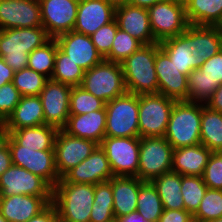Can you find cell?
Segmentation results:
<instances>
[{"mask_svg":"<svg viewBox=\"0 0 222 222\" xmlns=\"http://www.w3.org/2000/svg\"><path fill=\"white\" fill-rule=\"evenodd\" d=\"M80 87L106 103L127 92L121 63L103 60L85 71Z\"/></svg>","mask_w":222,"mask_h":222,"instance_id":"52a82bcc","label":"cell"},{"mask_svg":"<svg viewBox=\"0 0 222 222\" xmlns=\"http://www.w3.org/2000/svg\"><path fill=\"white\" fill-rule=\"evenodd\" d=\"M173 147L165 137H140L137 178L152 181L172 171Z\"/></svg>","mask_w":222,"mask_h":222,"instance_id":"9c48e42d","label":"cell"},{"mask_svg":"<svg viewBox=\"0 0 222 222\" xmlns=\"http://www.w3.org/2000/svg\"><path fill=\"white\" fill-rule=\"evenodd\" d=\"M163 210L156 187L152 182L144 181L139 187L137 213L147 222H158Z\"/></svg>","mask_w":222,"mask_h":222,"instance_id":"d6a6232c","label":"cell"},{"mask_svg":"<svg viewBox=\"0 0 222 222\" xmlns=\"http://www.w3.org/2000/svg\"><path fill=\"white\" fill-rule=\"evenodd\" d=\"M6 131H5V121L0 117V141L5 138Z\"/></svg>","mask_w":222,"mask_h":222,"instance_id":"db71d44e","label":"cell"},{"mask_svg":"<svg viewBox=\"0 0 222 222\" xmlns=\"http://www.w3.org/2000/svg\"><path fill=\"white\" fill-rule=\"evenodd\" d=\"M20 99L21 94L12 82L0 87V117L4 121L11 115Z\"/></svg>","mask_w":222,"mask_h":222,"instance_id":"7bdbcfd3","label":"cell"},{"mask_svg":"<svg viewBox=\"0 0 222 222\" xmlns=\"http://www.w3.org/2000/svg\"><path fill=\"white\" fill-rule=\"evenodd\" d=\"M47 80L46 76L27 67L14 73L12 83L21 96H31L39 95Z\"/></svg>","mask_w":222,"mask_h":222,"instance_id":"74e56055","label":"cell"},{"mask_svg":"<svg viewBox=\"0 0 222 222\" xmlns=\"http://www.w3.org/2000/svg\"><path fill=\"white\" fill-rule=\"evenodd\" d=\"M212 154L203 144L173 150L172 171L180 175L202 176Z\"/></svg>","mask_w":222,"mask_h":222,"instance_id":"4316f807","label":"cell"},{"mask_svg":"<svg viewBox=\"0 0 222 222\" xmlns=\"http://www.w3.org/2000/svg\"><path fill=\"white\" fill-rule=\"evenodd\" d=\"M115 19V7L105 0H79L74 31L92 35Z\"/></svg>","mask_w":222,"mask_h":222,"instance_id":"7402d4cb","label":"cell"},{"mask_svg":"<svg viewBox=\"0 0 222 222\" xmlns=\"http://www.w3.org/2000/svg\"><path fill=\"white\" fill-rule=\"evenodd\" d=\"M51 37L43 26L0 30V57L15 72L27 68L28 56Z\"/></svg>","mask_w":222,"mask_h":222,"instance_id":"3957f363","label":"cell"},{"mask_svg":"<svg viewBox=\"0 0 222 222\" xmlns=\"http://www.w3.org/2000/svg\"><path fill=\"white\" fill-rule=\"evenodd\" d=\"M15 71L0 57V87L13 81Z\"/></svg>","mask_w":222,"mask_h":222,"instance_id":"681fc988","label":"cell"},{"mask_svg":"<svg viewBox=\"0 0 222 222\" xmlns=\"http://www.w3.org/2000/svg\"><path fill=\"white\" fill-rule=\"evenodd\" d=\"M115 20L119 29L129 33L143 45L157 43L150 27L147 8L129 4L115 7Z\"/></svg>","mask_w":222,"mask_h":222,"instance_id":"603a6c76","label":"cell"},{"mask_svg":"<svg viewBox=\"0 0 222 222\" xmlns=\"http://www.w3.org/2000/svg\"><path fill=\"white\" fill-rule=\"evenodd\" d=\"M118 222H147L137 212L122 216L117 219Z\"/></svg>","mask_w":222,"mask_h":222,"instance_id":"f5cc1de1","label":"cell"},{"mask_svg":"<svg viewBox=\"0 0 222 222\" xmlns=\"http://www.w3.org/2000/svg\"><path fill=\"white\" fill-rule=\"evenodd\" d=\"M115 219L113 208L92 207L90 222H109Z\"/></svg>","mask_w":222,"mask_h":222,"instance_id":"bcb514c9","label":"cell"},{"mask_svg":"<svg viewBox=\"0 0 222 222\" xmlns=\"http://www.w3.org/2000/svg\"><path fill=\"white\" fill-rule=\"evenodd\" d=\"M71 136L88 139L101 144L106 130V108L86 114L69 115L63 128Z\"/></svg>","mask_w":222,"mask_h":222,"instance_id":"d4e9b609","label":"cell"},{"mask_svg":"<svg viewBox=\"0 0 222 222\" xmlns=\"http://www.w3.org/2000/svg\"><path fill=\"white\" fill-rule=\"evenodd\" d=\"M175 102L159 93L139 95L140 137H164Z\"/></svg>","mask_w":222,"mask_h":222,"instance_id":"ba28073f","label":"cell"},{"mask_svg":"<svg viewBox=\"0 0 222 222\" xmlns=\"http://www.w3.org/2000/svg\"><path fill=\"white\" fill-rule=\"evenodd\" d=\"M194 218L210 221L222 217V190L207 188Z\"/></svg>","mask_w":222,"mask_h":222,"instance_id":"ab89813d","label":"cell"},{"mask_svg":"<svg viewBox=\"0 0 222 222\" xmlns=\"http://www.w3.org/2000/svg\"><path fill=\"white\" fill-rule=\"evenodd\" d=\"M59 218L55 206L50 203L43 211L38 215L32 217L27 222H56Z\"/></svg>","mask_w":222,"mask_h":222,"instance_id":"7dc6e473","label":"cell"},{"mask_svg":"<svg viewBox=\"0 0 222 222\" xmlns=\"http://www.w3.org/2000/svg\"><path fill=\"white\" fill-rule=\"evenodd\" d=\"M155 71L158 78L159 94L175 101H187V75L178 70L161 48L156 53Z\"/></svg>","mask_w":222,"mask_h":222,"instance_id":"44dd1931","label":"cell"},{"mask_svg":"<svg viewBox=\"0 0 222 222\" xmlns=\"http://www.w3.org/2000/svg\"><path fill=\"white\" fill-rule=\"evenodd\" d=\"M118 25L114 19L107 25L101 26L95 33L90 35L92 43L97 51L105 58L111 51L113 40L116 36Z\"/></svg>","mask_w":222,"mask_h":222,"instance_id":"60d3db41","label":"cell"},{"mask_svg":"<svg viewBox=\"0 0 222 222\" xmlns=\"http://www.w3.org/2000/svg\"><path fill=\"white\" fill-rule=\"evenodd\" d=\"M202 103L176 101L164 135L173 149L201 143Z\"/></svg>","mask_w":222,"mask_h":222,"instance_id":"5b68a950","label":"cell"},{"mask_svg":"<svg viewBox=\"0 0 222 222\" xmlns=\"http://www.w3.org/2000/svg\"><path fill=\"white\" fill-rule=\"evenodd\" d=\"M144 181L137 177L113 176V210L115 219L137 212L139 187Z\"/></svg>","mask_w":222,"mask_h":222,"instance_id":"83f0119b","label":"cell"},{"mask_svg":"<svg viewBox=\"0 0 222 222\" xmlns=\"http://www.w3.org/2000/svg\"><path fill=\"white\" fill-rule=\"evenodd\" d=\"M106 102L85 91L80 86H72L70 93V115L86 114L91 111L104 109Z\"/></svg>","mask_w":222,"mask_h":222,"instance_id":"8d00e7d4","label":"cell"},{"mask_svg":"<svg viewBox=\"0 0 222 222\" xmlns=\"http://www.w3.org/2000/svg\"><path fill=\"white\" fill-rule=\"evenodd\" d=\"M188 24L216 26L222 20V0H184Z\"/></svg>","mask_w":222,"mask_h":222,"instance_id":"f546056e","label":"cell"},{"mask_svg":"<svg viewBox=\"0 0 222 222\" xmlns=\"http://www.w3.org/2000/svg\"><path fill=\"white\" fill-rule=\"evenodd\" d=\"M143 44L129 33L117 29L110 53L104 58L106 61L121 63Z\"/></svg>","mask_w":222,"mask_h":222,"instance_id":"f35d334b","label":"cell"},{"mask_svg":"<svg viewBox=\"0 0 222 222\" xmlns=\"http://www.w3.org/2000/svg\"><path fill=\"white\" fill-rule=\"evenodd\" d=\"M202 178L209 189L222 190V151L212 152Z\"/></svg>","mask_w":222,"mask_h":222,"instance_id":"b9f144b4","label":"cell"},{"mask_svg":"<svg viewBox=\"0 0 222 222\" xmlns=\"http://www.w3.org/2000/svg\"><path fill=\"white\" fill-rule=\"evenodd\" d=\"M92 207L113 208L112 178L95 185Z\"/></svg>","mask_w":222,"mask_h":222,"instance_id":"ee69618b","label":"cell"},{"mask_svg":"<svg viewBox=\"0 0 222 222\" xmlns=\"http://www.w3.org/2000/svg\"><path fill=\"white\" fill-rule=\"evenodd\" d=\"M160 1L164 0H128L127 4L148 9L149 7Z\"/></svg>","mask_w":222,"mask_h":222,"instance_id":"816d5d0a","label":"cell"},{"mask_svg":"<svg viewBox=\"0 0 222 222\" xmlns=\"http://www.w3.org/2000/svg\"><path fill=\"white\" fill-rule=\"evenodd\" d=\"M56 222H66V221L62 220L61 218H58V219L56 220Z\"/></svg>","mask_w":222,"mask_h":222,"instance_id":"94428289","label":"cell"},{"mask_svg":"<svg viewBox=\"0 0 222 222\" xmlns=\"http://www.w3.org/2000/svg\"><path fill=\"white\" fill-rule=\"evenodd\" d=\"M105 108V136L140 137L138 124L139 95L126 92L107 102Z\"/></svg>","mask_w":222,"mask_h":222,"instance_id":"8992f818","label":"cell"},{"mask_svg":"<svg viewBox=\"0 0 222 222\" xmlns=\"http://www.w3.org/2000/svg\"><path fill=\"white\" fill-rule=\"evenodd\" d=\"M105 1L112 4L114 7L125 5L128 3V0H105Z\"/></svg>","mask_w":222,"mask_h":222,"instance_id":"11a10c76","label":"cell"},{"mask_svg":"<svg viewBox=\"0 0 222 222\" xmlns=\"http://www.w3.org/2000/svg\"><path fill=\"white\" fill-rule=\"evenodd\" d=\"M0 222H8V221L0 214Z\"/></svg>","mask_w":222,"mask_h":222,"instance_id":"91938a15","label":"cell"},{"mask_svg":"<svg viewBox=\"0 0 222 222\" xmlns=\"http://www.w3.org/2000/svg\"><path fill=\"white\" fill-rule=\"evenodd\" d=\"M43 124H45V116L39 95L21 96L20 102L5 121V131Z\"/></svg>","mask_w":222,"mask_h":222,"instance_id":"484cf974","label":"cell"},{"mask_svg":"<svg viewBox=\"0 0 222 222\" xmlns=\"http://www.w3.org/2000/svg\"><path fill=\"white\" fill-rule=\"evenodd\" d=\"M9 145L5 139L0 141V176L12 165Z\"/></svg>","mask_w":222,"mask_h":222,"instance_id":"c3c4849f","label":"cell"},{"mask_svg":"<svg viewBox=\"0 0 222 222\" xmlns=\"http://www.w3.org/2000/svg\"><path fill=\"white\" fill-rule=\"evenodd\" d=\"M43 26L39 0H0V30Z\"/></svg>","mask_w":222,"mask_h":222,"instance_id":"ac0fdd59","label":"cell"},{"mask_svg":"<svg viewBox=\"0 0 222 222\" xmlns=\"http://www.w3.org/2000/svg\"><path fill=\"white\" fill-rule=\"evenodd\" d=\"M192 218V215L185 209L181 210H168L164 209L158 222H188Z\"/></svg>","mask_w":222,"mask_h":222,"instance_id":"f6af8a7d","label":"cell"},{"mask_svg":"<svg viewBox=\"0 0 222 222\" xmlns=\"http://www.w3.org/2000/svg\"><path fill=\"white\" fill-rule=\"evenodd\" d=\"M20 194L52 197L53 188L43 178L12 164L0 176V197Z\"/></svg>","mask_w":222,"mask_h":222,"instance_id":"5bb4252c","label":"cell"},{"mask_svg":"<svg viewBox=\"0 0 222 222\" xmlns=\"http://www.w3.org/2000/svg\"><path fill=\"white\" fill-rule=\"evenodd\" d=\"M57 42L51 38L43 46L34 49L28 56L27 67L51 79L54 71Z\"/></svg>","mask_w":222,"mask_h":222,"instance_id":"836d02e7","label":"cell"},{"mask_svg":"<svg viewBox=\"0 0 222 222\" xmlns=\"http://www.w3.org/2000/svg\"><path fill=\"white\" fill-rule=\"evenodd\" d=\"M201 144L212 152L222 151V113L202 103Z\"/></svg>","mask_w":222,"mask_h":222,"instance_id":"1f68e13d","label":"cell"},{"mask_svg":"<svg viewBox=\"0 0 222 222\" xmlns=\"http://www.w3.org/2000/svg\"><path fill=\"white\" fill-rule=\"evenodd\" d=\"M114 176L137 177L140 137H108L100 144Z\"/></svg>","mask_w":222,"mask_h":222,"instance_id":"7c38bea8","label":"cell"},{"mask_svg":"<svg viewBox=\"0 0 222 222\" xmlns=\"http://www.w3.org/2000/svg\"><path fill=\"white\" fill-rule=\"evenodd\" d=\"M58 129L43 124L35 127H25L15 131H6L19 145L40 150H54V141Z\"/></svg>","mask_w":222,"mask_h":222,"instance_id":"f1b7e54d","label":"cell"},{"mask_svg":"<svg viewBox=\"0 0 222 222\" xmlns=\"http://www.w3.org/2000/svg\"><path fill=\"white\" fill-rule=\"evenodd\" d=\"M55 40L58 48L85 71L104 60L88 35L72 30L58 35Z\"/></svg>","mask_w":222,"mask_h":222,"instance_id":"ffe728a7","label":"cell"},{"mask_svg":"<svg viewBox=\"0 0 222 222\" xmlns=\"http://www.w3.org/2000/svg\"><path fill=\"white\" fill-rule=\"evenodd\" d=\"M50 203H52V197L21 194L0 197V214L8 222H27L43 211Z\"/></svg>","mask_w":222,"mask_h":222,"instance_id":"cb8c5ba5","label":"cell"},{"mask_svg":"<svg viewBox=\"0 0 222 222\" xmlns=\"http://www.w3.org/2000/svg\"><path fill=\"white\" fill-rule=\"evenodd\" d=\"M188 222H204V221H201L200 219L194 218L192 216V218Z\"/></svg>","mask_w":222,"mask_h":222,"instance_id":"6f0895ef","label":"cell"},{"mask_svg":"<svg viewBox=\"0 0 222 222\" xmlns=\"http://www.w3.org/2000/svg\"><path fill=\"white\" fill-rule=\"evenodd\" d=\"M10 149L13 165L25 168L43 178L52 188L61 179L55 166V150L29 149L19 145L9 134L4 138Z\"/></svg>","mask_w":222,"mask_h":222,"instance_id":"8fae6325","label":"cell"},{"mask_svg":"<svg viewBox=\"0 0 222 222\" xmlns=\"http://www.w3.org/2000/svg\"><path fill=\"white\" fill-rule=\"evenodd\" d=\"M150 27L157 42L178 36L188 27L184 0H164L148 8Z\"/></svg>","mask_w":222,"mask_h":222,"instance_id":"30bf717a","label":"cell"},{"mask_svg":"<svg viewBox=\"0 0 222 222\" xmlns=\"http://www.w3.org/2000/svg\"><path fill=\"white\" fill-rule=\"evenodd\" d=\"M110 163L100 145L80 164L69 170L58 182L98 184L113 177Z\"/></svg>","mask_w":222,"mask_h":222,"instance_id":"d6986e66","label":"cell"},{"mask_svg":"<svg viewBox=\"0 0 222 222\" xmlns=\"http://www.w3.org/2000/svg\"><path fill=\"white\" fill-rule=\"evenodd\" d=\"M109 222H118V221H117V219H113V220H111Z\"/></svg>","mask_w":222,"mask_h":222,"instance_id":"6125c7cd","label":"cell"},{"mask_svg":"<svg viewBox=\"0 0 222 222\" xmlns=\"http://www.w3.org/2000/svg\"><path fill=\"white\" fill-rule=\"evenodd\" d=\"M94 192V184L57 182L52 204L59 218L66 222H90Z\"/></svg>","mask_w":222,"mask_h":222,"instance_id":"277c9868","label":"cell"},{"mask_svg":"<svg viewBox=\"0 0 222 222\" xmlns=\"http://www.w3.org/2000/svg\"><path fill=\"white\" fill-rule=\"evenodd\" d=\"M204 222H222V217L214 219V220H210V221H204Z\"/></svg>","mask_w":222,"mask_h":222,"instance_id":"680465c9","label":"cell"},{"mask_svg":"<svg viewBox=\"0 0 222 222\" xmlns=\"http://www.w3.org/2000/svg\"><path fill=\"white\" fill-rule=\"evenodd\" d=\"M220 84H222V49L207 59L199 69H194L188 74L187 101L206 104Z\"/></svg>","mask_w":222,"mask_h":222,"instance_id":"4fadbf2b","label":"cell"},{"mask_svg":"<svg viewBox=\"0 0 222 222\" xmlns=\"http://www.w3.org/2000/svg\"><path fill=\"white\" fill-rule=\"evenodd\" d=\"M99 144L92 140L69 135L63 129H58L55 141V166L62 178L69 170L86 159Z\"/></svg>","mask_w":222,"mask_h":222,"instance_id":"9a60e30c","label":"cell"},{"mask_svg":"<svg viewBox=\"0 0 222 222\" xmlns=\"http://www.w3.org/2000/svg\"><path fill=\"white\" fill-rule=\"evenodd\" d=\"M205 105L212 110L222 113V84L219 85Z\"/></svg>","mask_w":222,"mask_h":222,"instance_id":"f907efd6","label":"cell"},{"mask_svg":"<svg viewBox=\"0 0 222 222\" xmlns=\"http://www.w3.org/2000/svg\"><path fill=\"white\" fill-rule=\"evenodd\" d=\"M159 49V42L142 45L121 62L127 92L136 95L158 93L155 58Z\"/></svg>","mask_w":222,"mask_h":222,"instance_id":"7a4b0ae2","label":"cell"},{"mask_svg":"<svg viewBox=\"0 0 222 222\" xmlns=\"http://www.w3.org/2000/svg\"><path fill=\"white\" fill-rule=\"evenodd\" d=\"M216 26L219 29V32H220V35H221V38H222V20Z\"/></svg>","mask_w":222,"mask_h":222,"instance_id":"9f6ffc18","label":"cell"},{"mask_svg":"<svg viewBox=\"0 0 222 222\" xmlns=\"http://www.w3.org/2000/svg\"><path fill=\"white\" fill-rule=\"evenodd\" d=\"M72 86L48 79L39 94L45 116V124L63 129L70 115L69 102Z\"/></svg>","mask_w":222,"mask_h":222,"instance_id":"2e32d148","label":"cell"},{"mask_svg":"<svg viewBox=\"0 0 222 222\" xmlns=\"http://www.w3.org/2000/svg\"><path fill=\"white\" fill-rule=\"evenodd\" d=\"M151 182L158 191L163 209H185L181 193V175L179 173L174 171L163 173Z\"/></svg>","mask_w":222,"mask_h":222,"instance_id":"4dcf8cb0","label":"cell"},{"mask_svg":"<svg viewBox=\"0 0 222 222\" xmlns=\"http://www.w3.org/2000/svg\"><path fill=\"white\" fill-rule=\"evenodd\" d=\"M39 3L43 27L51 38L74 29L79 0H39Z\"/></svg>","mask_w":222,"mask_h":222,"instance_id":"e0dca14e","label":"cell"},{"mask_svg":"<svg viewBox=\"0 0 222 222\" xmlns=\"http://www.w3.org/2000/svg\"><path fill=\"white\" fill-rule=\"evenodd\" d=\"M85 70L69 59L68 55L57 48L54 71L51 79L70 86H80Z\"/></svg>","mask_w":222,"mask_h":222,"instance_id":"e575fe53","label":"cell"},{"mask_svg":"<svg viewBox=\"0 0 222 222\" xmlns=\"http://www.w3.org/2000/svg\"><path fill=\"white\" fill-rule=\"evenodd\" d=\"M180 72L187 75L222 49L217 26L189 24L185 32L159 42Z\"/></svg>","mask_w":222,"mask_h":222,"instance_id":"6da1fadb","label":"cell"},{"mask_svg":"<svg viewBox=\"0 0 222 222\" xmlns=\"http://www.w3.org/2000/svg\"><path fill=\"white\" fill-rule=\"evenodd\" d=\"M207 188L202 176L181 175V193L185 210L192 216L197 212Z\"/></svg>","mask_w":222,"mask_h":222,"instance_id":"d590c367","label":"cell"}]
</instances>
